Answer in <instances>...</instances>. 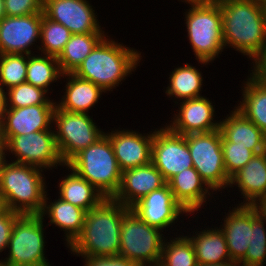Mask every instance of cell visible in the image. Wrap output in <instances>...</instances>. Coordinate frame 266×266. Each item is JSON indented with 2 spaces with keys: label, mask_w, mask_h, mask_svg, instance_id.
<instances>
[{
  "label": "cell",
  "mask_w": 266,
  "mask_h": 266,
  "mask_svg": "<svg viewBox=\"0 0 266 266\" xmlns=\"http://www.w3.org/2000/svg\"><path fill=\"white\" fill-rule=\"evenodd\" d=\"M129 209L113 198H105L86 212L82 232L70 250L83 258L118 256L123 215Z\"/></svg>",
  "instance_id": "obj_1"
},
{
  "label": "cell",
  "mask_w": 266,
  "mask_h": 266,
  "mask_svg": "<svg viewBox=\"0 0 266 266\" xmlns=\"http://www.w3.org/2000/svg\"><path fill=\"white\" fill-rule=\"evenodd\" d=\"M225 46L253 58L266 45V5L255 0H216Z\"/></svg>",
  "instance_id": "obj_2"
},
{
  "label": "cell",
  "mask_w": 266,
  "mask_h": 266,
  "mask_svg": "<svg viewBox=\"0 0 266 266\" xmlns=\"http://www.w3.org/2000/svg\"><path fill=\"white\" fill-rule=\"evenodd\" d=\"M140 55L134 49L106 39L105 35L73 74L91 81L105 92L110 91L134 71Z\"/></svg>",
  "instance_id": "obj_3"
},
{
  "label": "cell",
  "mask_w": 266,
  "mask_h": 266,
  "mask_svg": "<svg viewBox=\"0 0 266 266\" xmlns=\"http://www.w3.org/2000/svg\"><path fill=\"white\" fill-rule=\"evenodd\" d=\"M0 165V198L5 209L19 214H40L46 186L42 169L22 163Z\"/></svg>",
  "instance_id": "obj_4"
},
{
  "label": "cell",
  "mask_w": 266,
  "mask_h": 266,
  "mask_svg": "<svg viewBox=\"0 0 266 266\" xmlns=\"http://www.w3.org/2000/svg\"><path fill=\"white\" fill-rule=\"evenodd\" d=\"M185 2L192 7L185 15L187 37L198 62L207 64L225 48L220 5L216 0Z\"/></svg>",
  "instance_id": "obj_5"
},
{
  "label": "cell",
  "mask_w": 266,
  "mask_h": 266,
  "mask_svg": "<svg viewBox=\"0 0 266 266\" xmlns=\"http://www.w3.org/2000/svg\"><path fill=\"white\" fill-rule=\"evenodd\" d=\"M66 166L86 179L105 198H113L119 190L122 170L106 134L77 153Z\"/></svg>",
  "instance_id": "obj_6"
},
{
  "label": "cell",
  "mask_w": 266,
  "mask_h": 266,
  "mask_svg": "<svg viewBox=\"0 0 266 266\" xmlns=\"http://www.w3.org/2000/svg\"><path fill=\"white\" fill-rule=\"evenodd\" d=\"M160 233L161 230L146 224L130 208L123 215L119 256L137 265H158L165 240Z\"/></svg>",
  "instance_id": "obj_7"
},
{
  "label": "cell",
  "mask_w": 266,
  "mask_h": 266,
  "mask_svg": "<svg viewBox=\"0 0 266 266\" xmlns=\"http://www.w3.org/2000/svg\"><path fill=\"white\" fill-rule=\"evenodd\" d=\"M43 217L20 214L14 221L7 248L9 256L1 262L8 266H51L44 254Z\"/></svg>",
  "instance_id": "obj_8"
},
{
  "label": "cell",
  "mask_w": 266,
  "mask_h": 266,
  "mask_svg": "<svg viewBox=\"0 0 266 266\" xmlns=\"http://www.w3.org/2000/svg\"><path fill=\"white\" fill-rule=\"evenodd\" d=\"M193 168L200 174L210 190L217 191L229 186L230 178L223 161L222 135L220 130L185 135Z\"/></svg>",
  "instance_id": "obj_9"
},
{
  "label": "cell",
  "mask_w": 266,
  "mask_h": 266,
  "mask_svg": "<svg viewBox=\"0 0 266 266\" xmlns=\"http://www.w3.org/2000/svg\"><path fill=\"white\" fill-rule=\"evenodd\" d=\"M53 121L57 125L55 142L64 166L81 150L105 135L88 113L69 112L55 106Z\"/></svg>",
  "instance_id": "obj_10"
},
{
  "label": "cell",
  "mask_w": 266,
  "mask_h": 266,
  "mask_svg": "<svg viewBox=\"0 0 266 266\" xmlns=\"http://www.w3.org/2000/svg\"><path fill=\"white\" fill-rule=\"evenodd\" d=\"M6 150L17 157L14 162L42 170L55 167L58 163L64 165L56 146L54 130L12 136L6 141Z\"/></svg>",
  "instance_id": "obj_11"
},
{
  "label": "cell",
  "mask_w": 266,
  "mask_h": 266,
  "mask_svg": "<svg viewBox=\"0 0 266 266\" xmlns=\"http://www.w3.org/2000/svg\"><path fill=\"white\" fill-rule=\"evenodd\" d=\"M151 163L168 182L173 176L193 167L184 135L172 132L167 126L153 132Z\"/></svg>",
  "instance_id": "obj_12"
},
{
  "label": "cell",
  "mask_w": 266,
  "mask_h": 266,
  "mask_svg": "<svg viewBox=\"0 0 266 266\" xmlns=\"http://www.w3.org/2000/svg\"><path fill=\"white\" fill-rule=\"evenodd\" d=\"M43 14L61 23L72 34L104 33L86 0H43Z\"/></svg>",
  "instance_id": "obj_13"
},
{
  "label": "cell",
  "mask_w": 266,
  "mask_h": 266,
  "mask_svg": "<svg viewBox=\"0 0 266 266\" xmlns=\"http://www.w3.org/2000/svg\"><path fill=\"white\" fill-rule=\"evenodd\" d=\"M41 21L42 13L0 20V54L30 55V46L40 39Z\"/></svg>",
  "instance_id": "obj_14"
},
{
  "label": "cell",
  "mask_w": 266,
  "mask_h": 266,
  "mask_svg": "<svg viewBox=\"0 0 266 266\" xmlns=\"http://www.w3.org/2000/svg\"><path fill=\"white\" fill-rule=\"evenodd\" d=\"M130 208L146 224L162 232L163 229L175 223L180 214H188L176 201L168 183L145 195Z\"/></svg>",
  "instance_id": "obj_15"
},
{
  "label": "cell",
  "mask_w": 266,
  "mask_h": 266,
  "mask_svg": "<svg viewBox=\"0 0 266 266\" xmlns=\"http://www.w3.org/2000/svg\"><path fill=\"white\" fill-rule=\"evenodd\" d=\"M56 105H32L21 108H6L1 124L5 141L12 136L51 130Z\"/></svg>",
  "instance_id": "obj_16"
},
{
  "label": "cell",
  "mask_w": 266,
  "mask_h": 266,
  "mask_svg": "<svg viewBox=\"0 0 266 266\" xmlns=\"http://www.w3.org/2000/svg\"><path fill=\"white\" fill-rule=\"evenodd\" d=\"M113 132L106 135L112 143L116 160L122 171L151 163L153 133L142 136L133 130Z\"/></svg>",
  "instance_id": "obj_17"
},
{
  "label": "cell",
  "mask_w": 266,
  "mask_h": 266,
  "mask_svg": "<svg viewBox=\"0 0 266 266\" xmlns=\"http://www.w3.org/2000/svg\"><path fill=\"white\" fill-rule=\"evenodd\" d=\"M180 104L178 114L172 119L174 121L166 125L172 132L185 136L219 129L220 121L213 120L215 112L209 99L201 96L183 100Z\"/></svg>",
  "instance_id": "obj_18"
},
{
  "label": "cell",
  "mask_w": 266,
  "mask_h": 266,
  "mask_svg": "<svg viewBox=\"0 0 266 266\" xmlns=\"http://www.w3.org/2000/svg\"><path fill=\"white\" fill-rule=\"evenodd\" d=\"M167 182L152 164L122 171L119 190L113 197L126 207H131L145 195L164 186Z\"/></svg>",
  "instance_id": "obj_19"
},
{
  "label": "cell",
  "mask_w": 266,
  "mask_h": 266,
  "mask_svg": "<svg viewBox=\"0 0 266 266\" xmlns=\"http://www.w3.org/2000/svg\"><path fill=\"white\" fill-rule=\"evenodd\" d=\"M258 212L254 205H240L234 207L224 219L221 230L232 261L240 263L244 259L252 237V218Z\"/></svg>",
  "instance_id": "obj_20"
},
{
  "label": "cell",
  "mask_w": 266,
  "mask_h": 266,
  "mask_svg": "<svg viewBox=\"0 0 266 266\" xmlns=\"http://www.w3.org/2000/svg\"><path fill=\"white\" fill-rule=\"evenodd\" d=\"M219 130L222 141L232 142L234 146L246 147L256 155L266 151V134L237 108L220 122Z\"/></svg>",
  "instance_id": "obj_21"
},
{
  "label": "cell",
  "mask_w": 266,
  "mask_h": 266,
  "mask_svg": "<svg viewBox=\"0 0 266 266\" xmlns=\"http://www.w3.org/2000/svg\"><path fill=\"white\" fill-rule=\"evenodd\" d=\"M238 185L244 200L242 205H255L266 196V151L255 155L230 178L229 187ZM246 201V202H245Z\"/></svg>",
  "instance_id": "obj_22"
},
{
  "label": "cell",
  "mask_w": 266,
  "mask_h": 266,
  "mask_svg": "<svg viewBox=\"0 0 266 266\" xmlns=\"http://www.w3.org/2000/svg\"><path fill=\"white\" fill-rule=\"evenodd\" d=\"M167 183L176 201L188 213L198 211L202 204H204L203 202L207 201L206 194L210 188L193 167L176 174Z\"/></svg>",
  "instance_id": "obj_23"
},
{
  "label": "cell",
  "mask_w": 266,
  "mask_h": 266,
  "mask_svg": "<svg viewBox=\"0 0 266 266\" xmlns=\"http://www.w3.org/2000/svg\"><path fill=\"white\" fill-rule=\"evenodd\" d=\"M68 77L64 97L56 106L69 112L87 113L105 91L91 81L81 79L73 73L62 74ZM71 78V79H70Z\"/></svg>",
  "instance_id": "obj_24"
},
{
  "label": "cell",
  "mask_w": 266,
  "mask_h": 266,
  "mask_svg": "<svg viewBox=\"0 0 266 266\" xmlns=\"http://www.w3.org/2000/svg\"><path fill=\"white\" fill-rule=\"evenodd\" d=\"M47 199L46 194L40 215L44 217L47 214L50 217V224L52 223L59 226L60 229H65L67 246L69 247L82 232L86 211L63 201L61 198L48 205Z\"/></svg>",
  "instance_id": "obj_25"
},
{
  "label": "cell",
  "mask_w": 266,
  "mask_h": 266,
  "mask_svg": "<svg viewBox=\"0 0 266 266\" xmlns=\"http://www.w3.org/2000/svg\"><path fill=\"white\" fill-rule=\"evenodd\" d=\"M71 170V174L59 183V197L86 212L98 206L105 199L103 194L76 171Z\"/></svg>",
  "instance_id": "obj_26"
},
{
  "label": "cell",
  "mask_w": 266,
  "mask_h": 266,
  "mask_svg": "<svg viewBox=\"0 0 266 266\" xmlns=\"http://www.w3.org/2000/svg\"><path fill=\"white\" fill-rule=\"evenodd\" d=\"M198 264H216L230 261V253L221 229L203 230L189 238Z\"/></svg>",
  "instance_id": "obj_27"
},
{
  "label": "cell",
  "mask_w": 266,
  "mask_h": 266,
  "mask_svg": "<svg viewBox=\"0 0 266 266\" xmlns=\"http://www.w3.org/2000/svg\"><path fill=\"white\" fill-rule=\"evenodd\" d=\"M105 33L72 34L57 57L62 74L74 73Z\"/></svg>",
  "instance_id": "obj_28"
},
{
  "label": "cell",
  "mask_w": 266,
  "mask_h": 266,
  "mask_svg": "<svg viewBox=\"0 0 266 266\" xmlns=\"http://www.w3.org/2000/svg\"><path fill=\"white\" fill-rule=\"evenodd\" d=\"M240 112L266 134V86L251 77L245 82Z\"/></svg>",
  "instance_id": "obj_29"
},
{
  "label": "cell",
  "mask_w": 266,
  "mask_h": 266,
  "mask_svg": "<svg viewBox=\"0 0 266 266\" xmlns=\"http://www.w3.org/2000/svg\"><path fill=\"white\" fill-rule=\"evenodd\" d=\"M170 85L167 87L165 93L170 97L180 98V100H188L199 98L203 77L201 72L195 67L185 64L172 71L170 75Z\"/></svg>",
  "instance_id": "obj_30"
},
{
  "label": "cell",
  "mask_w": 266,
  "mask_h": 266,
  "mask_svg": "<svg viewBox=\"0 0 266 266\" xmlns=\"http://www.w3.org/2000/svg\"><path fill=\"white\" fill-rule=\"evenodd\" d=\"M62 76L57 57L51 55L31 56L27 55V83L44 89L48 92V86L56 82Z\"/></svg>",
  "instance_id": "obj_31"
},
{
  "label": "cell",
  "mask_w": 266,
  "mask_h": 266,
  "mask_svg": "<svg viewBox=\"0 0 266 266\" xmlns=\"http://www.w3.org/2000/svg\"><path fill=\"white\" fill-rule=\"evenodd\" d=\"M160 266H197L193 245L188 236L163 242Z\"/></svg>",
  "instance_id": "obj_32"
},
{
  "label": "cell",
  "mask_w": 266,
  "mask_h": 266,
  "mask_svg": "<svg viewBox=\"0 0 266 266\" xmlns=\"http://www.w3.org/2000/svg\"><path fill=\"white\" fill-rule=\"evenodd\" d=\"M71 36V31L65 26L47 18L42 13L40 40L42 39L43 46L39 47V51L42 50L41 52L45 55L58 57Z\"/></svg>",
  "instance_id": "obj_33"
},
{
  "label": "cell",
  "mask_w": 266,
  "mask_h": 266,
  "mask_svg": "<svg viewBox=\"0 0 266 266\" xmlns=\"http://www.w3.org/2000/svg\"><path fill=\"white\" fill-rule=\"evenodd\" d=\"M7 91L6 108H21L32 105H56V102H52L48 97H45L47 91L27 82L7 89Z\"/></svg>",
  "instance_id": "obj_34"
},
{
  "label": "cell",
  "mask_w": 266,
  "mask_h": 266,
  "mask_svg": "<svg viewBox=\"0 0 266 266\" xmlns=\"http://www.w3.org/2000/svg\"><path fill=\"white\" fill-rule=\"evenodd\" d=\"M27 54H0V85L10 89L26 81Z\"/></svg>",
  "instance_id": "obj_35"
},
{
  "label": "cell",
  "mask_w": 266,
  "mask_h": 266,
  "mask_svg": "<svg viewBox=\"0 0 266 266\" xmlns=\"http://www.w3.org/2000/svg\"><path fill=\"white\" fill-rule=\"evenodd\" d=\"M264 217L258 212L252 218V237L248 245L242 266H263L266 264V231ZM265 262V263H263Z\"/></svg>",
  "instance_id": "obj_36"
},
{
  "label": "cell",
  "mask_w": 266,
  "mask_h": 266,
  "mask_svg": "<svg viewBox=\"0 0 266 266\" xmlns=\"http://www.w3.org/2000/svg\"><path fill=\"white\" fill-rule=\"evenodd\" d=\"M223 161L229 178L241 170L256 154L246 147L222 141Z\"/></svg>",
  "instance_id": "obj_37"
},
{
  "label": "cell",
  "mask_w": 266,
  "mask_h": 266,
  "mask_svg": "<svg viewBox=\"0 0 266 266\" xmlns=\"http://www.w3.org/2000/svg\"><path fill=\"white\" fill-rule=\"evenodd\" d=\"M7 16H26L43 13V0H4Z\"/></svg>",
  "instance_id": "obj_38"
},
{
  "label": "cell",
  "mask_w": 266,
  "mask_h": 266,
  "mask_svg": "<svg viewBox=\"0 0 266 266\" xmlns=\"http://www.w3.org/2000/svg\"><path fill=\"white\" fill-rule=\"evenodd\" d=\"M19 215V213L5 208L0 212V252L4 249L6 250L11 237L14 221Z\"/></svg>",
  "instance_id": "obj_39"
},
{
  "label": "cell",
  "mask_w": 266,
  "mask_h": 266,
  "mask_svg": "<svg viewBox=\"0 0 266 266\" xmlns=\"http://www.w3.org/2000/svg\"><path fill=\"white\" fill-rule=\"evenodd\" d=\"M85 266H135L136 264L122 256L84 258Z\"/></svg>",
  "instance_id": "obj_40"
},
{
  "label": "cell",
  "mask_w": 266,
  "mask_h": 266,
  "mask_svg": "<svg viewBox=\"0 0 266 266\" xmlns=\"http://www.w3.org/2000/svg\"><path fill=\"white\" fill-rule=\"evenodd\" d=\"M251 60L255 61V65H253L254 71L252 70L250 77L266 86V45Z\"/></svg>",
  "instance_id": "obj_41"
},
{
  "label": "cell",
  "mask_w": 266,
  "mask_h": 266,
  "mask_svg": "<svg viewBox=\"0 0 266 266\" xmlns=\"http://www.w3.org/2000/svg\"><path fill=\"white\" fill-rule=\"evenodd\" d=\"M6 92L3 90V87L0 85V127L4 118V113L6 109Z\"/></svg>",
  "instance_id": "obj_42"
},
{
  "label": "cell",
  "mask_w": 266,
  "mask_h": 266,
  "mask_svg": "<svg viewBox=\"0 0 266 266\" xmlns=\"http://www.w3.org/2000/svg\"><path fill=\"white\" fill-rule=\"evenodd\" d=\"M6 141H5V137L4 134L2 133L1 127H0V165L5 162L6 160Z\"/></svg>",
  "instance_id": "obj_43"
},
{
  "label": "cell",
  "mask_w": 266,
  "mask_h": 266,
  "mask_svg": "<svg viewBox=\"0 0 266 266\" xmlns=\"http://www.w3.org/2000/svg\"><path fill=\"white\" fill-rule=\"evenodd\" d=\"M254 206L258 209L259 213L266 220V196L261 198ZM265 223H266V221H265Z\"/></svg>",
  "instance_id": "obj_44"
},
{
  "label": "cell",
  "mask_w": 266,
  "mask_h": 266,
  "mask_svg": "<svg viewBox=\"0 0 266 266\" xmlns=\"http://www.w3.org/2000/svg\"><path fill=\"white\" fill-rule=\"evenodd\" d=\"M197 266H242V264L240 265V263L236 262V261H227L224 263H216V264H197Z\"/></svg>",
  "instance_id": "obj_45"
},
{
  "label": "cell",
  "mask_w": 266,
  "mask_h": 266,
  "mask_svg": "<svg viewBox=\"0 0 266 266\" xmlns=\"http://www.w3.org/2000/svg\"><path fill=\"white\" fill-rule=\"evenodd\" d=\"M6 16L4 0H0V20L4 19Z\"/></svg>",
  "instance_id": "obj_46"
},
{
  "label": "cell",
  "mask_w": 266,
  "mask_h": 266,
  "mask_svg": "<svg viewBox=\"0 0 266 266\" xmlns=\"http://www.w3.org/2000/svg\"><path fill=\"white\" fill-rule=\"evenodd\" d=\"M255 1L266 5V0H255Z\"/></svg>",
  "instance_id": "obj_47"
},
{
  "label": "cell",
  "mask_w": 266,
  "mask_h": 266,
  "mask_svg": "<svg viewBox=\"0 0 266 266\" xmlns=\"http://www.w3.org/2000/svg\"><path fill=\"white\" fill-rule=\"evenodd\" d=\"M3 209H4V207H3L2 201H1V199H0V212H1Z\"/></svg>",
  "instance_id": "obj_48"
},
{
  "label": "cell",
  "mask_w": 266,
  "mask_h": 266,
  "mask_svg": "<svg viewBox=\"0 0 266 266\" xmlns=\"http://www.w3.org/2000/svg\"><path fill=\"white\" fill-rule=\"evenodd\" d=\"M0 266H8V265L3 264V263L0 261Z\"/></svg>",
  "instance_id": "obj_49"
}]
</instances>
